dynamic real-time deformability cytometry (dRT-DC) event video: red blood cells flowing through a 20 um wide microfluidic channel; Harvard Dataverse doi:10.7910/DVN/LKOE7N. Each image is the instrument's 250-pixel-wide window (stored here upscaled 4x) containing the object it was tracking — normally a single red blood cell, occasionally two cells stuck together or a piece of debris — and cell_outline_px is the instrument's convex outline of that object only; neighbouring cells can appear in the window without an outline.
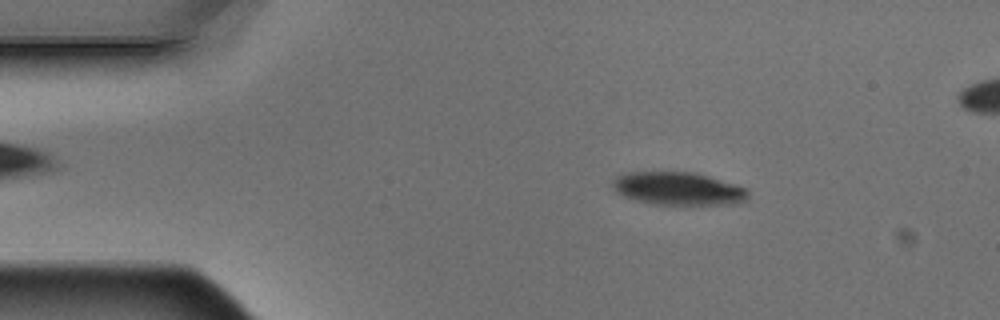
{"species": "Egyptian fruit bat (a non-hibernating species)", "species_latin": "Rousettus aegyptiacus", "temperature_condition": "warm", "stored_images_in_passage": 4, "segment_of_instrument_passage": [1, 2], "camera_frame_rate_fps": 3000, "um_per_image_px": 0.085, "animal": {"sex": "male"}, "frame": {"image": 1, "passage_image": 1, "time_ms": 0.0, "image_size_px": [1000, 320], "cell_outline_px": [[748, 196], [744, 200], [736, 204], [652, 204], [636, 200], [624, 196], [616, 192], [612, 188], [612, 180], [616, 176], [624, 172], [692, 172], [708, 176], [748, 188]], "centroid_in_image_um": [57.61, 16.02], "position_along_channel_um": 27.4, "area_um2": 26.01}}